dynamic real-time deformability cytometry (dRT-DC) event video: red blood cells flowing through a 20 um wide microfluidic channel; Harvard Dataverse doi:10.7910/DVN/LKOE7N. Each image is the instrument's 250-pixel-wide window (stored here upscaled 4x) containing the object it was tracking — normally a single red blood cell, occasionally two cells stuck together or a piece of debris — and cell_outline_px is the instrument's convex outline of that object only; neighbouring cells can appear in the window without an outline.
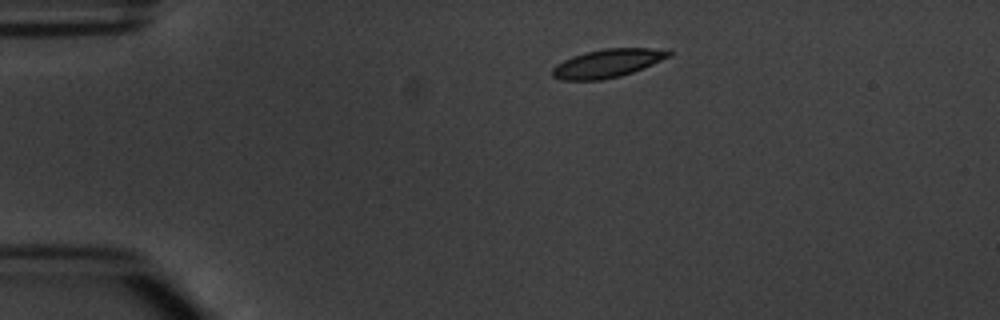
{"species": "common noctule bat (a hibernating species)", "species_latin": "Nyctalus noctula", "temperature_condition": "warm", "stored_images_in_passage": 6, "camera_frame_rate_fps": 3000, "um_per_image_px": 0.085, "animal": {"sex": "male", "body_mass_g": 20.1, "forearm_length_mm": 53.5}, "frame": {"image": 1, "passage_image": 1, "time_ms": 0.0, "image_size_px": [1000, 320], "cell_outline_px": [[672, 56], [644, 68], [620, 76], [600, 80], [560, 80], [552, 76], [552, 68], [556, 64], [572, 56], [604, 48], [668, 48], [672, 52]], "centroid_in_image_um": [51.69, 5.37], "position_along_channel_um": 33.3, "area_um2": 19.42}}
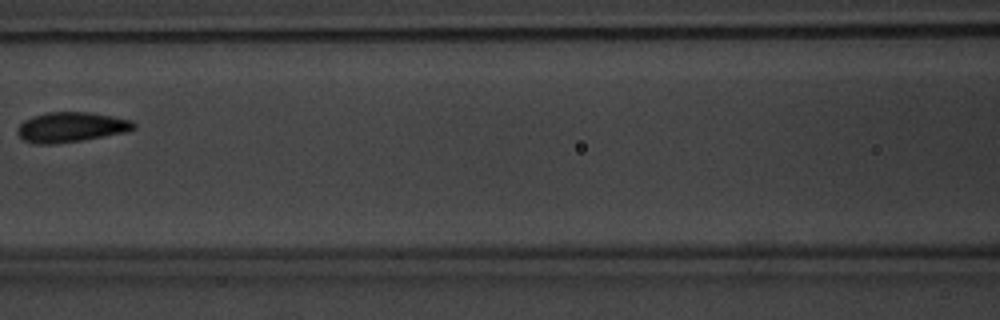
{"frame": {"image": 2, "passage_image": 5, "time_ms": 4.667, "image_size_px": [1000, 320], "cell_outline_px": [[136, 128], [128, 132], [56, 144], [36, 144], [24, 140], [16, 132], [16, 128], [24, 120], [32, 116], [48, 112], [92, 112], [132, 120], [136, 124]], "centroid_in_image_um": [6.05, 10.8], "position_along_channel_um": 160.6, "area_um2": 20.46}}
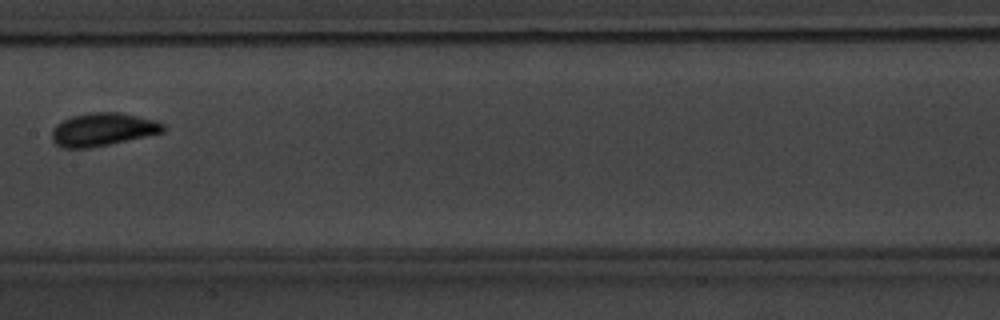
{"frame": {"image": 3, "passage_image": 6, "time_ms": 5.667, "image_size_px": [1000, 320], "cell_outline_px": [[168, 128], [164, 132], [92, 148], [64, 148], [56, 144], [52, 140], [52, 128], [56, 124], [72, 116], [92, 112], [120, 112], [156, 120], [164, 124]], "centroid_in_image_um": [8.76, 11.0], "position_along_channel_um": 198.6, "area_um2": 21.56}}